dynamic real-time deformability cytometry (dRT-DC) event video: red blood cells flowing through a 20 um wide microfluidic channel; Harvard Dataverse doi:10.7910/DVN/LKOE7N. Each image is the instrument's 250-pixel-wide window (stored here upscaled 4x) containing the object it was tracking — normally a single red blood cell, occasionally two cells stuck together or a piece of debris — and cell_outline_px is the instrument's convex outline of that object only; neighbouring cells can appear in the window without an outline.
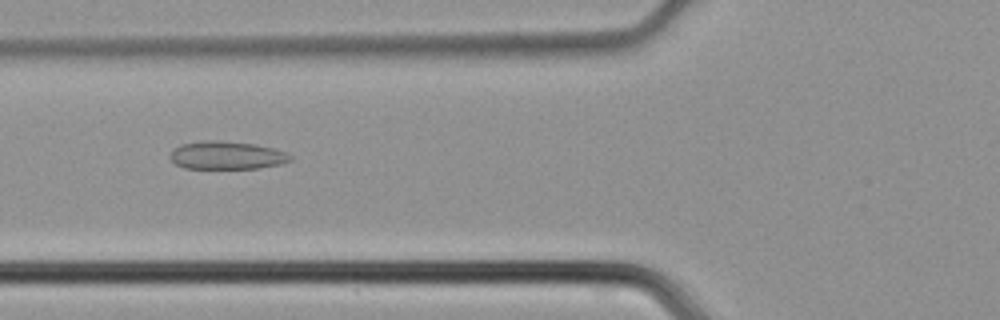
{"species": "common noctule bat (a hibernating species)", "species_latin": "Nyctalus noctula", "temperature_condition": "cold", "stored_images_in_passage": 32, "camera_frame_rate_fps": 3000, "um_per_image_px": 0.085, "animal": {"sex": "male", "body_mass_g": 21.5, "forearm_length_mm": 52.0}, "frame": {"image": 1, "passage_image": 5, "time_ms": 1.333, "image_size_px": [1000, 320], "cell_outline_px": [[292, 160], [280, 164], [260, 168], [184, 168], [176, 164], [168, 156], [180, 144], [204, 140], [216, 140], [256, 144], [272, 148], [284, 152], [292, 156]], "centroid_in_image_um": [19.27, 13.2], "position_along_channel_um": 106.5, "area_um2": 19.54}}
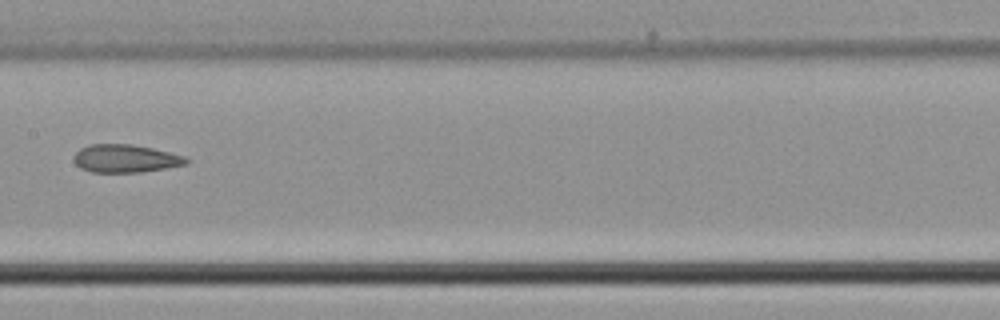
{"frame": {"image": 2, "passage_image": 11, "time_ms": 3.333, "image_size_px": [1000, 320], "cell_outline_px": [[192, 160], [188, 164], [140, 172], [92, 172], [80, 168], [72, 160], [72, 156], [80, 148], [88, 144], [132, 144], [152, 148], [184, 156]], "centroid_in_image_um": [10.64, 13.47], "position_along_channel_um": 196.8, "area_um2": 18.44}}
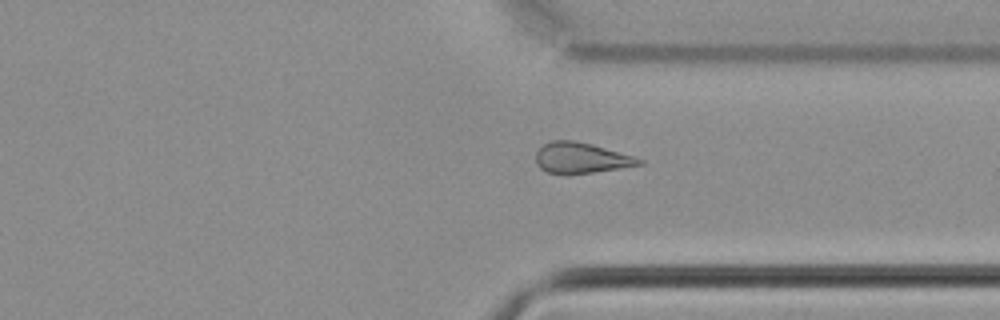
{"frame": {"image": 3, "passage_image": 22, "time_ms": 7.0, "image_size_px": [1000, 320], "cell_outline_px": [[644, 164], [620, 168], [592, 172], [548, 172], [540, 168], [536, 164], [536, 152], [544, 144], [552, 140], [572, 140], [592, 144], [636, 156], [644, 160]], "centroid_in_image_um": [49.44, 13.39], "position_along_channel_um": 362.0, "area_um2": 18.15}}